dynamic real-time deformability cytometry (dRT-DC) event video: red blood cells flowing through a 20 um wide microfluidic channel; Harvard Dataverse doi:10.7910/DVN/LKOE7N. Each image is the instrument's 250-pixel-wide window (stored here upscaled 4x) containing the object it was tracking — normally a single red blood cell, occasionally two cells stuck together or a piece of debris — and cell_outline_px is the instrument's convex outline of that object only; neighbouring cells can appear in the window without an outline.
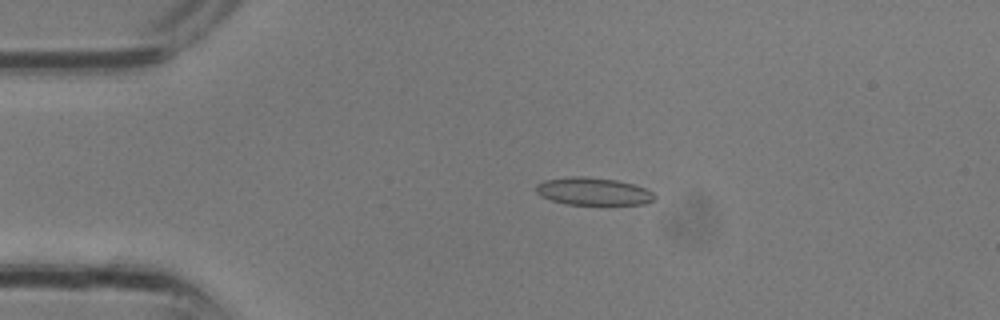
{"species": "common noctule bat (a hibernating species)", "species_latin": "Nyctalus noctula", "temperature_condition": "room temperature", "stored_images_in_passage": 30, "camera_frame_rate_fps": 3000, "um_per_image_px": 0.085, "animal": {"sex": "male", "body_mass_g": 13.3}, "frame": {"image": 1, "passage_image": 6, "time_ms": 1.667, "image_size_px": [1000, 320], "cell_outline_px": [[656, 196], [652, 200], [644, 204], [564, 204], [540, 196], [536, 192], [536, 184], [544, 180], [572, 176], [584, 176], [616, 180], [632, 184], [644, 188], [652, 192]], "centroid_in_image_um": [50.38, 16.26], "position_along_channel_um": 34.6, "area_um2": 18.9}}
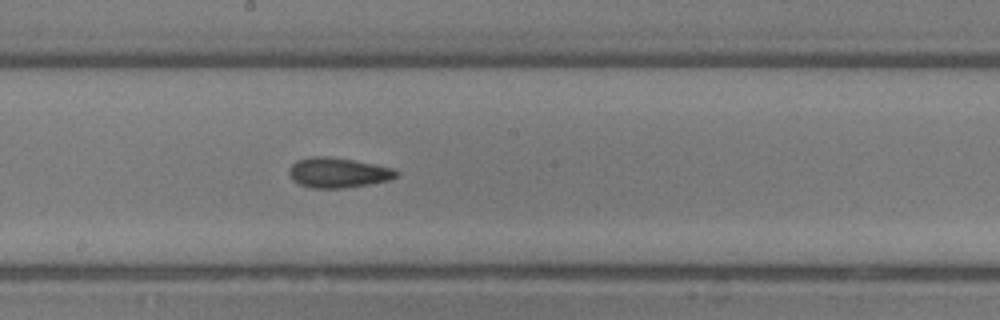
{"frame": {"image": 2, "passage_image": 16, "time_ms": 5.0, "image_size_px": [1000, 320], "cell_outline_px": [[400, 172], [396, 176], [388, 180], [368, 184], [344, 188], [312, 188], [300, 184], [292, 180], [288, 172], [288, 168], [296, 160], [312, 156], [328, 156], [376, 164], [396, 168]], "centroid_in_image_um": [28.72, 14.67], "position_along_channel_um": 219.5, "area_um2": 18.9}}
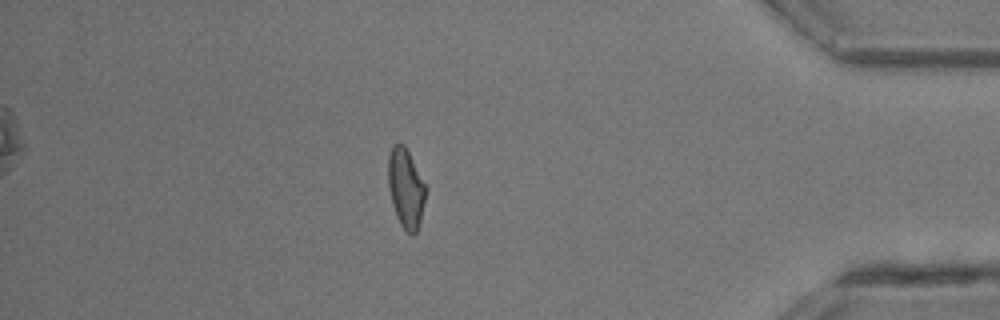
{"frame": {"image": 3, "passage_image": 26, "time_ms": 8.333, "image_size_px": [1000, 320], "cell_outline_px": [[428, 188], [420, 220], [416, 232], [412, 236], [400, 224], [396, 216], [392, 204], [388, 184], [388, 156], [392, 144], [396, 140], [404, 144]], "centroid_in_image_um": [34.49, 15.95], "position_along_channel_um": 400.7, "area_um2": 17.63}}